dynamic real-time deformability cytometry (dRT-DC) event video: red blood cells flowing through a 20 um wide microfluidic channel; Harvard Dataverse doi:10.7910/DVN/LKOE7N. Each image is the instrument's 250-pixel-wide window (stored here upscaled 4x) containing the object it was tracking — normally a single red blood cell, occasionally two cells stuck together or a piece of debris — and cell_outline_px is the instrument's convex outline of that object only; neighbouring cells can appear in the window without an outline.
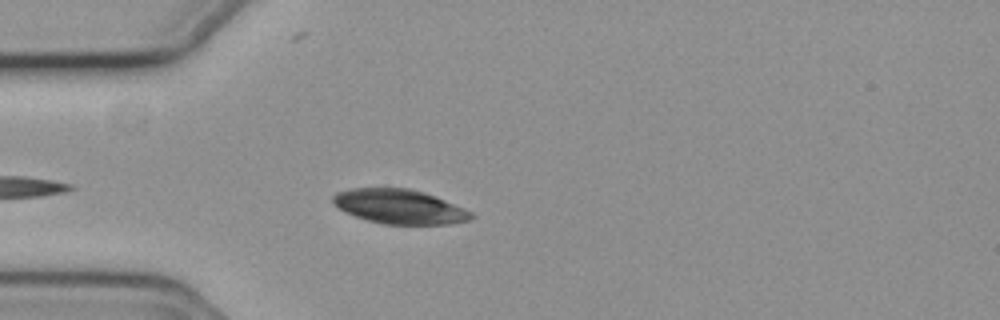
{"species": "common noctule bat (a hibernating species)", "species_latin": "Nyctalus noctula", "temperature_condition": "cold", "stored_images_in_passage": 43, "camera_frame_rate_fps": 3000, "um_per_image_px": 0.085, "animal": {"sex": "female", "body_mass_g": 19.3, "forearm_length_mm": 54.1}, "frame": {"image": 1, "passage_image": 5, "time_ms": 1.333, "image_size_px": [1000, 320], "cell_outline_px": [[476, 216], [472, 220], [452, 224], [384, 224], [368, 220], [344, 212], [336, 208], [332, 204], [332, 196], [336, 192], [348, 188], [408, 188], [436, 196], [464, 208], [472, 212]], "centroid_in_image_um": [33.95, 17.56], "position_along_channel_um": 51.1, "area_um2": 28.03}}
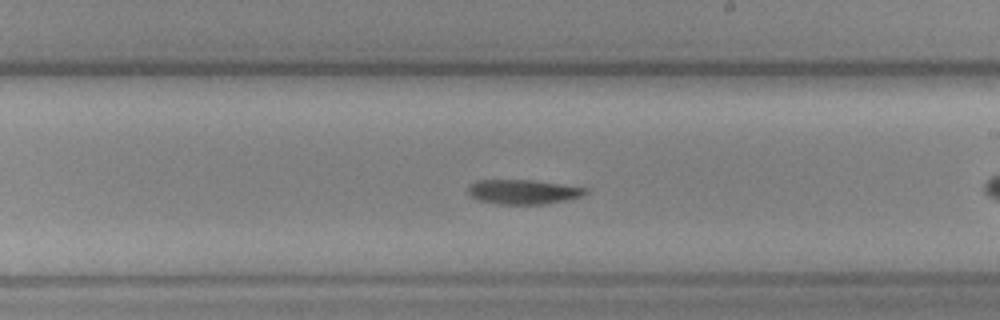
{"frame": {"image": 2, "passage_image": 18, "time_ms": 5.667, "image_size_px": [1000, 320], "cell_outline_px": [[588, 192], [580, 196], [564, 200], [544, 204], [496, 204], [476, 200], [468, 192], [468, 188], [476, 180], [532, 180], [588, 188]], "centroid_in_image_um": [44.44, 16.31], "position_along_channel_um": 244.6, "area_um2": 16.65}}
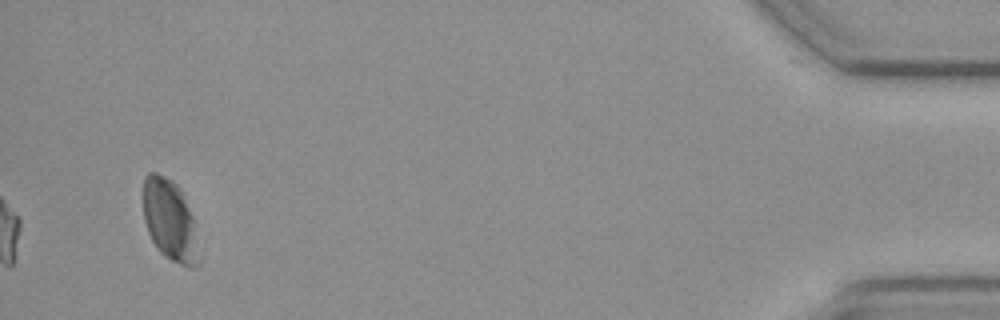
{"frame": {"image": 3, "passage_image": 43, "time_ms": 14.0, "image_size_px": [1000, 320], "cell_outline_px": [[200, 264], [192, 268], [188, 268], [164, 256], [156, 248], [148, 232], [144, 220], [144, 176], [148, 172], [156, 172], [172, 180], [180, 188], [196, 220], [200, 260]], "centroid_in_image_um": [14.49, 18.75], "position_along_channel_um": 420.7, "area_um2": 27.05}}